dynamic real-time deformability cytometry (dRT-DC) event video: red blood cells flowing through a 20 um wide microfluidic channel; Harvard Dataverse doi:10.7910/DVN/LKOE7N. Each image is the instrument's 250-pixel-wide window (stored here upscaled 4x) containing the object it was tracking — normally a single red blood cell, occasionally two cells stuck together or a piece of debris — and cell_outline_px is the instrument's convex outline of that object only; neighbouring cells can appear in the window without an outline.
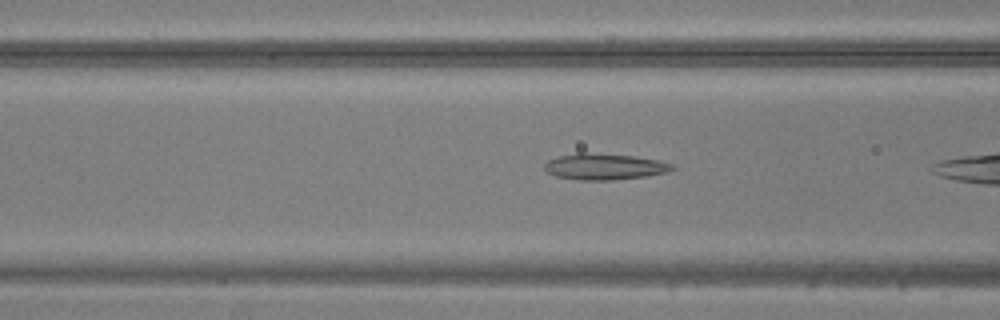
{"species": "common noctule bat (a hibernating species)", "species_latin": "Nyctalus noctula", "temperature_condition": "warm", "stored_images_in_passage": 23, "camera_frame_rate_fps": 3000, "um_per_image_px": 0.085, "animal": {"sex": "male", "body_mass_g": 20.5, "forearm_length_mm": 52.5}, "frame": {"image": 1, "passage_image": 4, "time_ms": 1.0, "image_size_px": [1000, 320], "cell_outline_px": [[676, 168], [664, 172], [644, 176], [612, 180], [580, 180], [556, 176], [548, 172], [544, 168], [544, 164], [548, 160], [560, 156], [580, 152], [584, 152], [632, 156], [660, 160], [672, 164]], "centroid_in_image_um": [51.36, 14.16], "position_along_channel_um": 115.2, "area_um2": 19.25}}
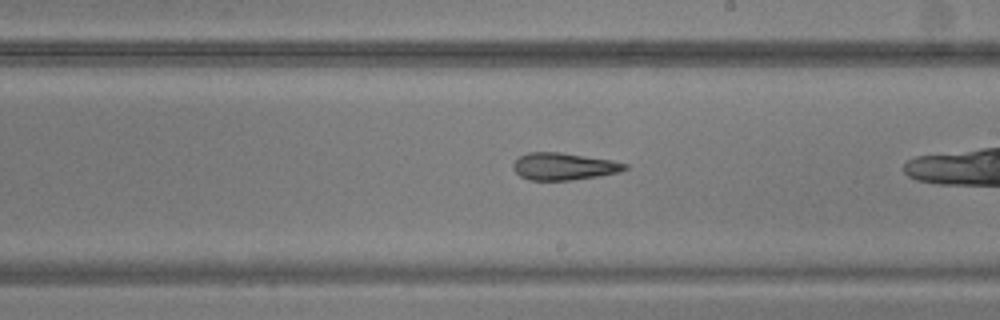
{"frame": {"image": 2, "passage_image": 13, "time_ms": 4.0, "image_size_px": [1000, 320], "cell_outline_px": [[628, 168], [620, 172], [600, 176], [572, 180], [528, 180], [520, 176], [512, 168], [512, 164], [520, 156], [528, 152], [560, 152], [612, 160], [628, 164]], "centroid_in_image_um": [47.93, 14.15], "position_along_channel_um": 241.1, "area_um2": 17.8}}
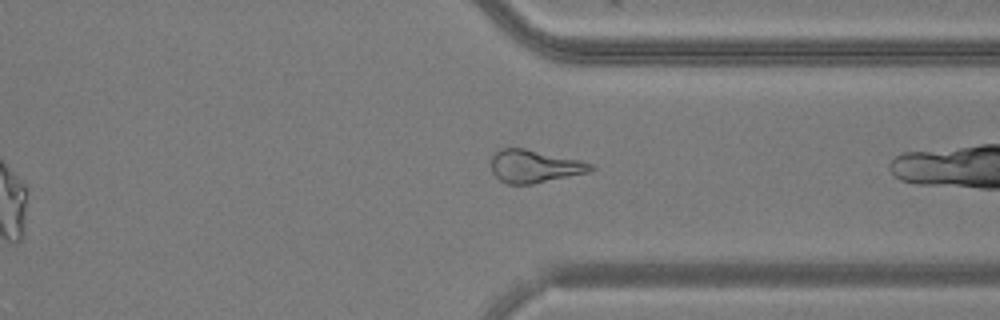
{"frame": {"image": 3, "passage_image": 22, "time_ms": 7.0, "image_size_px": [1000, 320], "cell_outline_px": [[596, 168], [588, 172], [532, 184], [508, 184], [500, 180], [492, 172], [492, 156], [500, 148], [524, 148], [580, 160], [592, 164]], "centroid_in_image_um": [45.42, 14.13], "position_along_channel_um": 366.0, "area_um2": 18.84}}